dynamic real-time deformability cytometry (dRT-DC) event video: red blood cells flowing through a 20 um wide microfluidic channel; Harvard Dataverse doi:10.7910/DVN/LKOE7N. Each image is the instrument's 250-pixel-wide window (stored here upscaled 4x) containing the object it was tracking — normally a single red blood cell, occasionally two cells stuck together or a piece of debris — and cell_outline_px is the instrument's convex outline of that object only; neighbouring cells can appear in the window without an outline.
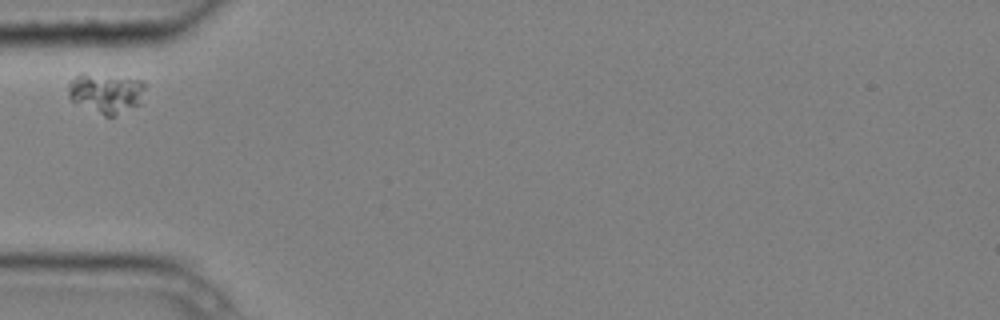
{"species": "common noctule bat (a hibernating species)", "species_latin": "Nyctalus noctula", "temperature_condition": "cold", "stored_images_in_passage": 6, "camera_frame_rate_fps": 3000, "um_per_image_px": 0.085, "animal": {"sex": "male", "body_mass_g": 20.4}, "frame": {"image": 1, "passage_image": 1, "time_ms": 0.0, "image_size_px": [1000, 320], "cell_outline_px": [[144, 88], [140, 104], [112, 116], [104, 116], [72, 100], [68, 96], [68, 84], [80, 72], [84, 72], [144, 80]], "centroid_in_image_um": [9.0, 7.88], "position_along_channel_um": 76.0, "area_um2": 17.74}}
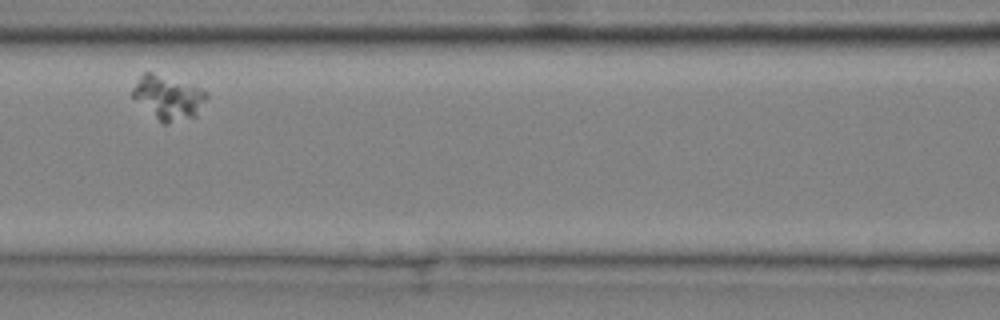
{"frame": {"image": 2, "passage_image": 3, "time_ms": 0.667, "image_size_px": [1000, 320], "cell_outline_px": [[208, 96], [196, 116], [164, 124], [132, 96], [132, 88], [140, 76], [144, 72], [152, 72], [200, 88], [208, 92]], "centroid_in_image_um": [14.31, 8.27], "position_along_channel_um": 152.3, "area_um2": 18.38}}
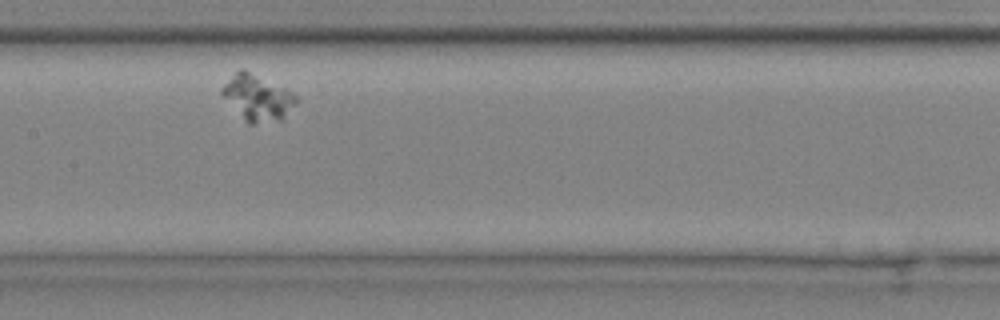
{"frame": {"image": 3, "passage_image": 4, "time_ms": 1.0, "image_size_px": [1000, 320], "cell_outline_px": [[296, 104], [284, 120], [252, 124], [248, 124], [220, 92], [220, 88], [240, 68], [244, 68], [292, 92], [296, 96]], "centroid_in_image_um": [21.91, 8.31], "position_along_channel_um": 185.5, "area_um2": 19.65}}